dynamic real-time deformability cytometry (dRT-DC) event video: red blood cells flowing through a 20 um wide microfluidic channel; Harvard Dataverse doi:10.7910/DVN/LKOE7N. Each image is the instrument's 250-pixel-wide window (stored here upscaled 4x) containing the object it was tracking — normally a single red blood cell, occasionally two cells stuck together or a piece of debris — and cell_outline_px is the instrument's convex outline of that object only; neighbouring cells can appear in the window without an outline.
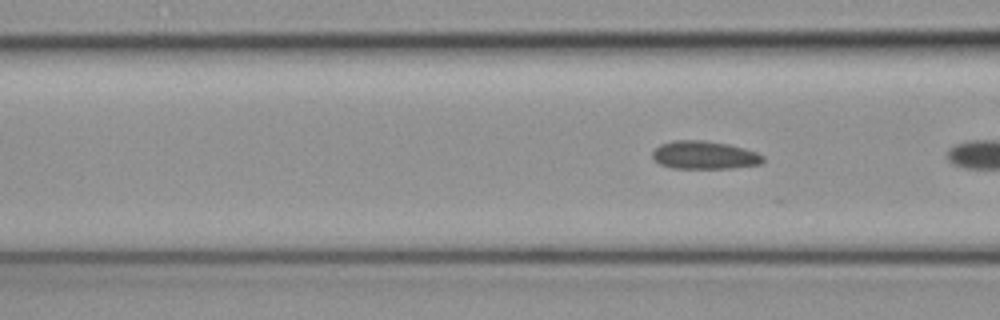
{"species": "common noctule bat (a hibernating species)", "species_latin": "Nyctalus noctula", "temperature_condition": "cold", "stored_images_in_passage": 4, "segment_of_instrument_passage": [2, 2], "camera_frame_rate_fps": 3000, "um_per_image_px": 0.085, "animal": {"sex": "female", "body_mass_g": 19.3, "forearm_length_mm": 54.1}, "frame": {"image": 1, "passage_image": 4, "time_ms": 1.0, "image_size_px": [1000, 320], "cell_outline_px": [[764, 160], [760, 164], [732, 168], [672, 168], [660, 164], [652, 160], [652, 152], [660, 144], [672, 140], [704, 140], [728, 144], [744, 148], [756, 152], [764, 156]], "centroid_in_image_um": [59.84, 13.18], "position_along_channel_um": 106.8, "area_um2": 18.21}}